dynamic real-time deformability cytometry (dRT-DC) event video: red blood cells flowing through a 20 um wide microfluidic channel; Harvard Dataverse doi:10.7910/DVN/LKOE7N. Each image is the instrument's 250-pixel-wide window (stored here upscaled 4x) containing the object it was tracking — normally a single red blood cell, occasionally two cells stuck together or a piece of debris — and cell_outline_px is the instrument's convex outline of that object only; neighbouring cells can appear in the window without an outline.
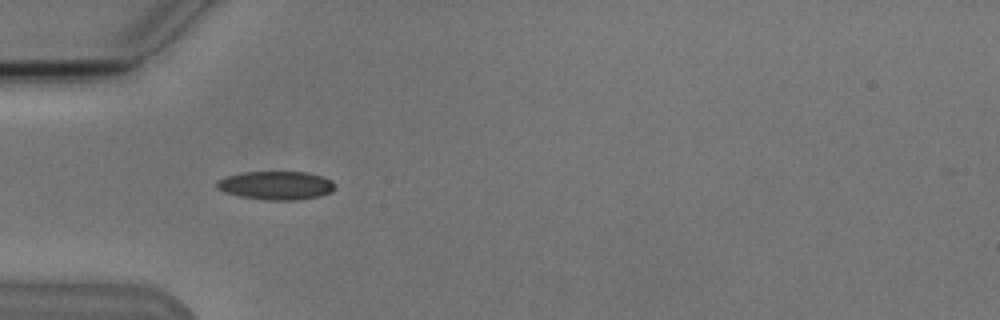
{"species": "Egyptian fruit bat (a non-hibernating species)", "species_latin": "Rousettus aegyptiacus", "temperature_condition": "cold", "stored_images_in_passage": 9, "camera_frame_rate_fps": 3000, "um_per_image_px": 0.085, "animal": {"sex": "male"}, "frame": {"image": 1, "passage_image": 6, "time_ms": 5.667, "image_size_px": [1000, 320], "cell_outline_px": [[332, 192], [320, 196], [296, 200], [264, 200], [240, 196], [224, 192], [216, 188], [216, 180], [224, 176], [244, 172], [308, 172], [332, 180]], "centroid_in_image_um": [23.4, 15.76], "position_along_channel_um": 61.6, "area_um2": 19.65}}
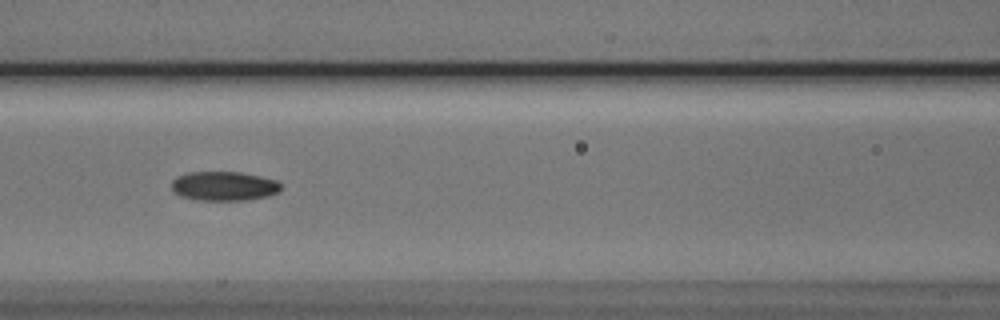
{"frame": {"image": 2, "passage_image": 8, "time_ms": 8.0, "image_size_px": [1000, 320], "cell_outline_px": [[280, 192], [268, 196], [248, 200], [196, 200], [180, 196], [172, 192], [172, 180], [176, 176], [188, 172], [240, 172], [260, 176], [276, 180], [280, 184]], "centroid_in_image_um": [19.01, 15.82], "position_along_channel_um": 147.6, "area_um2": 18.84}}
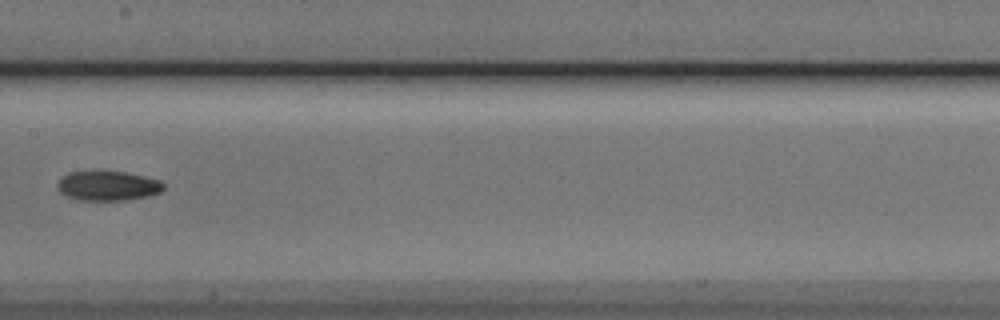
{"frame": {"image": 3, "passage_image": 9, "time_ms": 9.333, "image_size_px": [1000, 320], "cell_outline_px": [[164, 188], [160, 192], [128, 200], [76, 200], [60, 192], [56, 184], [60, 176], [68, 172], [88, 168], [104, 168], [144, 176], [160, 180], [164, 184]], "centroid_in_image_um": [9.07, 15.72], "position_along_channel_um": 198.3, "area_um2": 19.25}}